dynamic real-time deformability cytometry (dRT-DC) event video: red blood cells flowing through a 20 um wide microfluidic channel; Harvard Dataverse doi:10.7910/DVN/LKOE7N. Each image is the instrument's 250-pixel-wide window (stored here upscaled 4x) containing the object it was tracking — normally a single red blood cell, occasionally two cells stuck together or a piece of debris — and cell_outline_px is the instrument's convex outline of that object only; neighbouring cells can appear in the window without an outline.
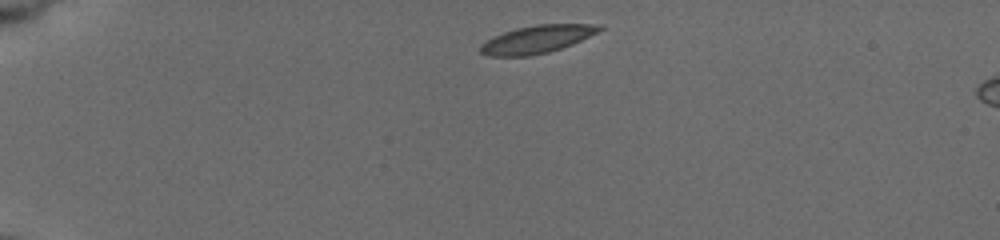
{"species": "common noctule bat (a hibernating species)", "species_latin": "Nyctalus noctula", "temperature_condition": "cold", "stored_images_in_passage": 9, "camera_frame_rate_fps": 3000, "um_per_image_px": 0.085, "animal": {"sex": "female", "body_mass_g": 19.5, "forearm_length_mm": 54.1}, "frame": {"image": 1, "passage_image": 1, "time_ms": 0.0, "image_size_px": [1000, 240], "cell_outline_px": [[604, 28], [572, 44], [548, 52], [528, 56], [488, 56], [480, 52], [480, 44], [504, 32], [516, 28], [536, 24], [600, 24]], "centroid_in_image_um": [45.63, 3.33], "position_along_channel_um": 39.4, "area_um2": 18.96}}
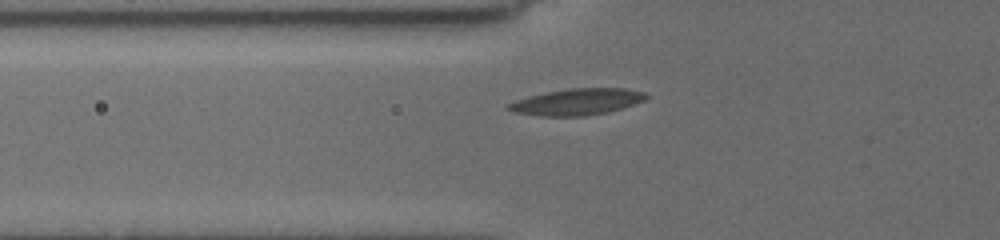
{"frame": {"image": 2, "passage_image": 6, "time_ms": 2.667, "image_size_px": [1000, 240], "cell_outline_px": [[648, 96], [644, 100], [608, 112], [584, 116], [540, 116], [516, 112], [504, 108], [504, 104], [528, 96], [544, 92], [572, 88], [624, 88], [644, 92]], "centroid_in_image_um": [48.98, 8.65], "position_along_channel_um": 76.8, "area_um2": 21.15}}
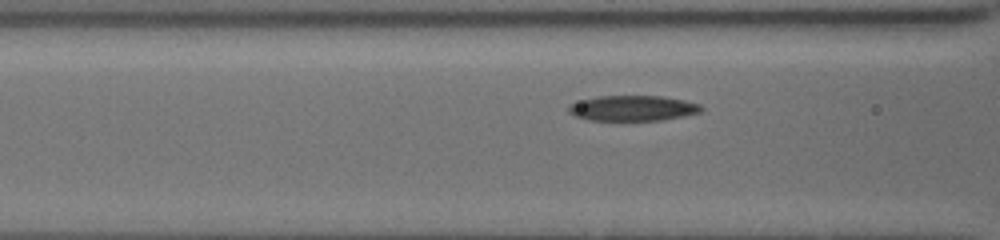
{"frame": {"image": 3, "passage_image": 8, "time_ms": 3.667, "image_size_px": [1000, 240], "cell_outline_px": [[704, 108], [700, 112], [684, 116], [660, 120], [588, 120], [576, 116], [568, 112], [568, 104], [596, 96], [660, 96], [684, 100], [700, 104]], "centroid_in_image_um": [53.78, 9.19], "position_along_channel_um": 112.8, "area_um2": 19.59}}